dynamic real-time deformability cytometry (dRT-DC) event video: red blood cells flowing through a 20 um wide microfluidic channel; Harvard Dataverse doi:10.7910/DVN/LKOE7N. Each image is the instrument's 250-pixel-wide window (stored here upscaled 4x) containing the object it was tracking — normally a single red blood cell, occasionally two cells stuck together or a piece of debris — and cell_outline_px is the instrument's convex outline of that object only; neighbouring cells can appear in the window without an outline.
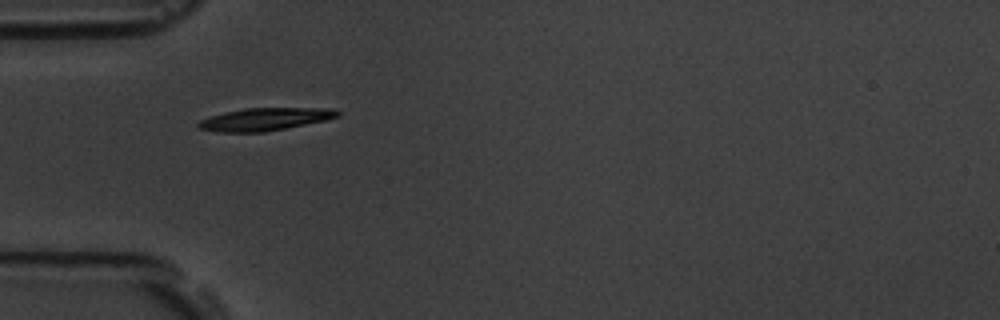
{"species": "common noctule bat (a hibernating species)", "species_latin": "Nyctalus noctula", "temperature_condition": "room temperature", "stored_images_in_passage": 6, "camera_frame_rate_fps": 3000, "um_per_image_px": 0.085, "animal": {"sex": "male", "body_mass_g": 19.5, "forearm_length_mm": 54.6}, "frame": {"image": 1, "passage_image": 1, "time_ms": 0.0, "image_size_px": [1000, 320], "cell_outline_px": [[340, 116], [324, 120], [264, 132], [220, 132], [196, 128], [196, 124], [200, 120], [212, 116], [244, 108], [336, 108], [340, 112]], "centroid_in_image_um": [22.52, 10.13], "position_along_channel_um": 62.5, "area_um2": 18.15}}
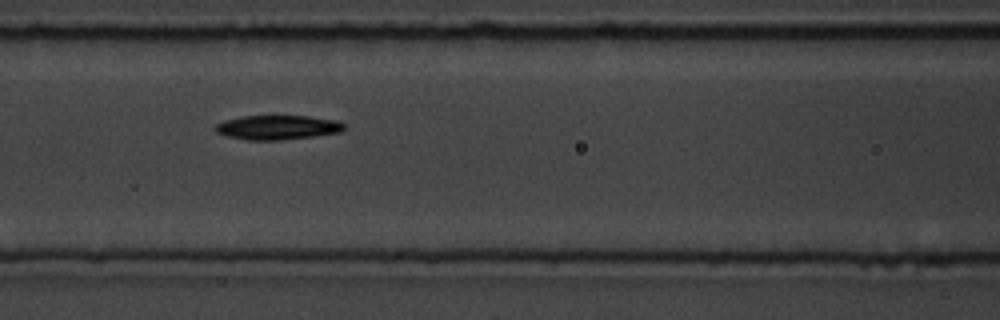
{"frame": {"image": 2, "passage_image": 3, "time_ms": 2.333, "image_size_px": [1000, 320], "cell_outline_px": [[344, 128], [340, 132], [312, 136], [280, 140], [248, 140], [228, 136], [216, 132], [216, 124], [228, 120], [244, 116], [308, 116], [340, 120], [344, 124]], "centroid_in_image_um": [23.64, 10.82], "position_along_channel_um": 143.0, "area_um2": 18.03}}
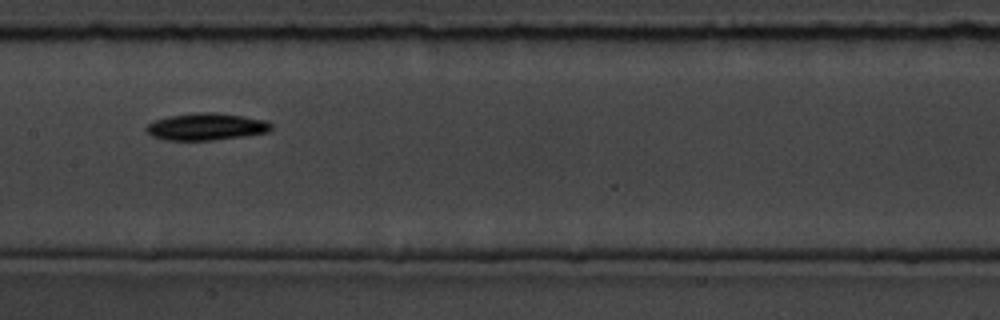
{"frame": {"image": 3, "passage_image": 4, "time_ms": 3.667, "image_size_px": [1000, 320], "cell_outline_px": [[272, 128], [268, 132], [244, 136], [212, 140], [164, 140], [152, 136], [144, 132], [144, 128], [148, 124], [156, 120], [168, 116], [196, 112], [212, 112], [244, 116], [268, 120], [272, 124]], "centroid_in_image_um": [17.52, 10.76], "position_along_channel_um": 189.9, "area_um2": 19.88}}